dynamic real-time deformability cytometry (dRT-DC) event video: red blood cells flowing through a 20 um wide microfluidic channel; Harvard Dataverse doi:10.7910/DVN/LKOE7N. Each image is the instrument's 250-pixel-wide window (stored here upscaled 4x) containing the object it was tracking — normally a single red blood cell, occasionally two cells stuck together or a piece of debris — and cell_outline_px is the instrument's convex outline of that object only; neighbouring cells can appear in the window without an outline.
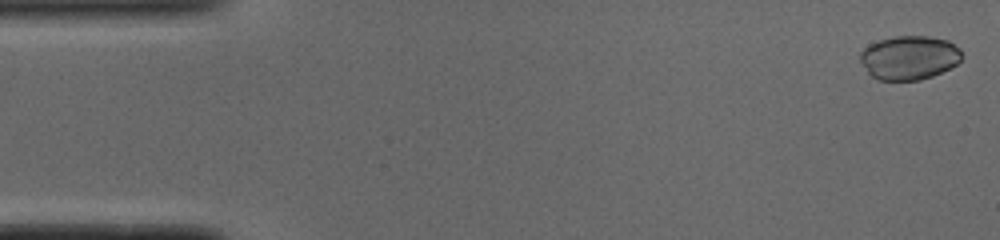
{"species": "common noctule bat (a hibernating species)", "species_latin": "Nyctalus noctula", "temperature_condition": "cold", "stored_images_in_passage": 42, "camera_frame_rate_fps": 3000, "um_per_image_px": 0.085, "animal": {"sex": "male", "body_mass_g": 19.0, "forearm_length_mm": 50.8}, "frame": {"image": 1, "passage_image": 1, "time_ms": 0.0, "image_size_px": [1000, 240], "cell_outline_px": [[964, 56], [956, 64], [932, 76], [920, 80], [880, 80], [872, 76], [868, 72], [860, 60], [860, 52], [868, 44], [892, 36], [928, 36], [948, 40], [960, 48]], "centroid_in_image_um": [77.29, 4.88], "position_along_channel_um": 7.7, "area_um2": 26.07}}
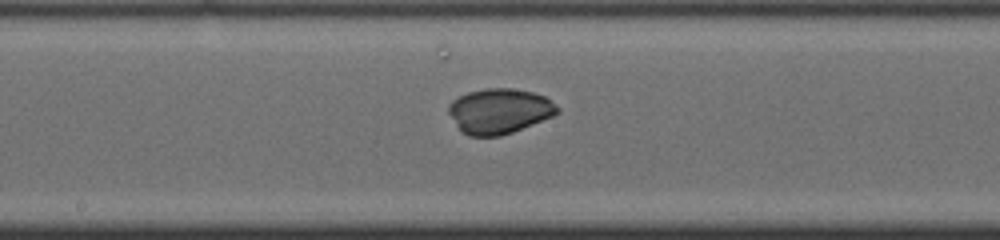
{"frame": {"image": 2, "passage_image": 26, "time_ms": 8.333, "image_size_px": [1000, 240], "cell_outline_px": [[560, 112], [552, 116], [512, 132], [500, 136], [468, 136], [460, 132], [448, 112], [448, 104], [452, 100], [468, 92], [484, 88], [512, 88], [532, 92], [544, 96], [560, 108]], "centroid_in_image_um": [42.41, 9.44], "position_along_channel_um": 205.8, "area_um2": 28.61}}
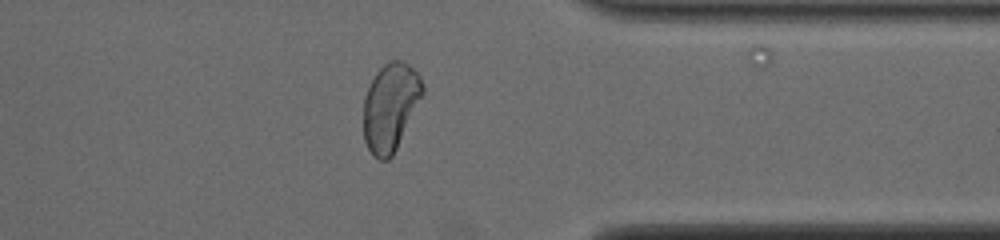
{"frame": {"image": 3, "passage_image": 40, "time_ms": 13.0, "image_size_px": [1000, 240], "cell_outline_px": [[424, 96], [392, 156], [388, 160], [380, 160], [372, 156], [364, 140], [364, 96], [376, 72], [388, 60], [400, 60], [408, 64], [420, 76], [424, 84]], "centroid_in_image_um": [33.2, 9.08], "position_along_channel_um": 378.2, "area_um2": 30.46}}